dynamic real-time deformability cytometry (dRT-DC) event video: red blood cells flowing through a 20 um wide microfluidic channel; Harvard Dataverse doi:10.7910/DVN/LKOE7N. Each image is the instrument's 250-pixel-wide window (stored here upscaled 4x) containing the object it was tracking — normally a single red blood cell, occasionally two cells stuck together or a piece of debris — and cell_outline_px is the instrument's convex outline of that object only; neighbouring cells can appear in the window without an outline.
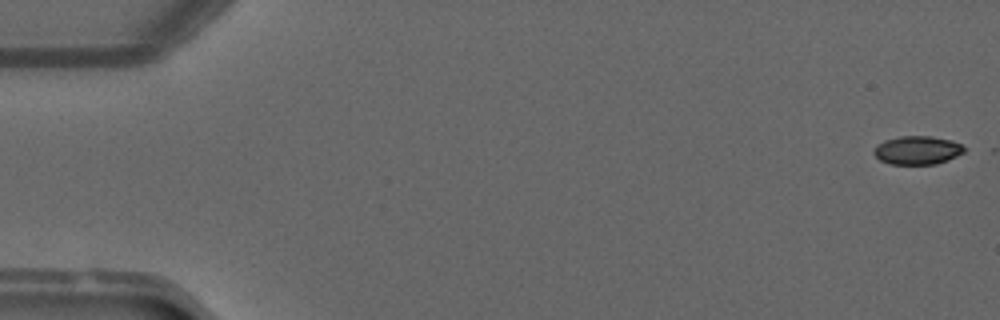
{"species": "common noctule bat (a hibernating species)", "species_latin": "Nyctalus noctula", "temperature_condition": "warm", "stored_images_in_passage": 50, "camera_frame_rate_fps": 3000, "um_per_image_px": 0.085, "animal": {"sex": "male", "forearm_length_mm": 52.5}, "frame": {"image": 1, "passage_image": 1, "time_ms": 0.0, "image_size_px": [1000, 320], "cell_outline_px": [[964, 152], [948, 160], [936, 164], [892, 164], [880, 160], [872, 152], [876, 144], [884, 140], [900, 136], [928, 136], [952, 140], [960, 144], [964, 148]], "centroid_in_image_um": [77.94, 12.76], "position_along_channel_um": 7.1, "area_um2": 14.97}}
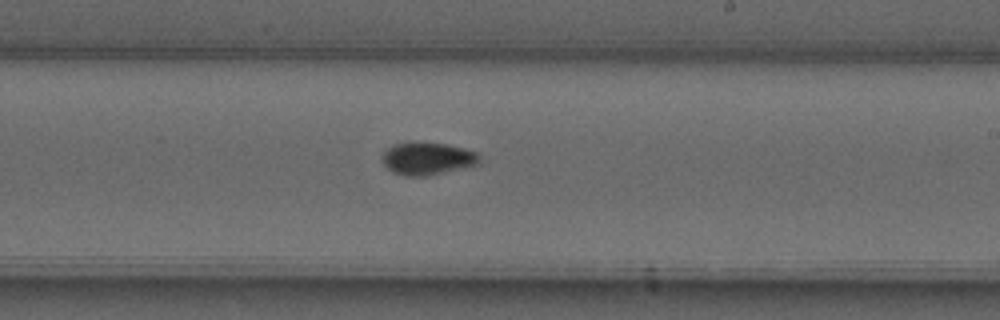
{"frame": {"image": 2, "passage_image": 30, "time_ms": 9.667, "image_size_px": [1000, 320], "cell_outline_px": [[480, 164], [428, 176], [404, 176], [392, 172], [384, 164], [384, 152], [392, 144], [412, 140], [416, 140], [448, 144], [480, 152]], "centroid_in_image_um": [36.37, 13.44], "position_along_channel_um": 252.6, "area_um2": 19.02}}
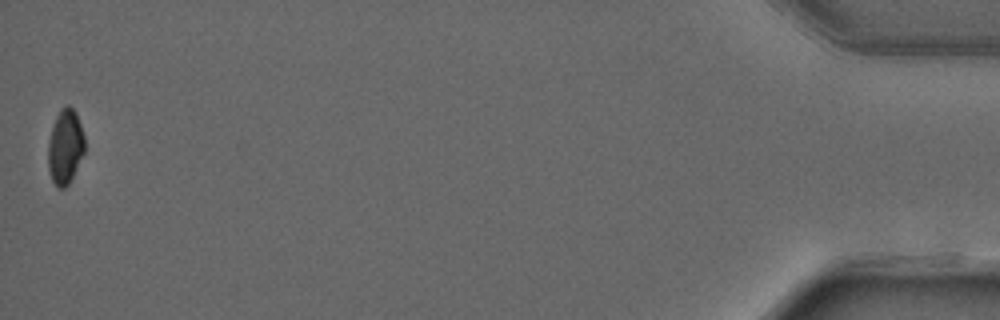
{"frame": {"image": 3, "passage_image": 50, "time_ms": 16.333, "image_size_px": [1000, 320], "cell_outline_px": [[84, 152], [68, 184], [64, 188], [56, 188], [52, 180], [48, 168], [48, 144], [52, 128], [56, 116], [60, 108], [64, 104], [68, 104], [76, 112], [84, 136]], "centroid_in_image_um": [5.53, 12.45], "position_along_channel_um": 429.7, "area_um2": 15.84}}